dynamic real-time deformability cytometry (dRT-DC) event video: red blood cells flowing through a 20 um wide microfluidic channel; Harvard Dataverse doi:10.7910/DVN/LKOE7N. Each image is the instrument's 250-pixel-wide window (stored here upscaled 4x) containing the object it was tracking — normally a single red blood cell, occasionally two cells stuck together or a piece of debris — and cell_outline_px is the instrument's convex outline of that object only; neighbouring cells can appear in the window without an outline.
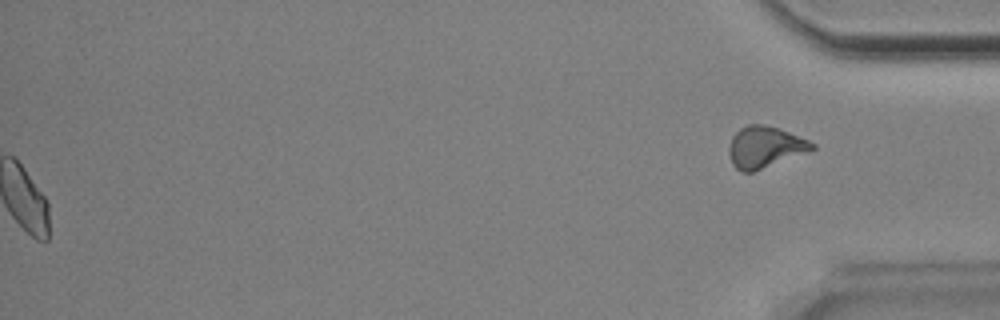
{"species": "Egyptian fruit bat (a non-hibernating species)", "species_latin": "Rousettus aegyptiacus", "temperature_condition": "room temperature", "stored_images_in_passage": 50, "segment_of_instrument_passage": [2, 2], "camera_frame_rate_fps": 3000, "um_per_image_px": 0.085, "animal": {"sex": "male"}, "frame": {"image": 1, "passage_image": 50, "time_ms": 16.333, "image_size_px": [1000, 320], "cell_outline_px": [[816, 148], [752, 172], [740, 172], [732, 164], [728, 152], [728, 148], [732, 136], [740, 128], [748, 124], [764, 124], [780, 128], [808, 140], [816, 144]], "centroid_in_image_um": [64.98, 12.48], "position_along_channel_um": 370.2, "area_um2": 19.94}}